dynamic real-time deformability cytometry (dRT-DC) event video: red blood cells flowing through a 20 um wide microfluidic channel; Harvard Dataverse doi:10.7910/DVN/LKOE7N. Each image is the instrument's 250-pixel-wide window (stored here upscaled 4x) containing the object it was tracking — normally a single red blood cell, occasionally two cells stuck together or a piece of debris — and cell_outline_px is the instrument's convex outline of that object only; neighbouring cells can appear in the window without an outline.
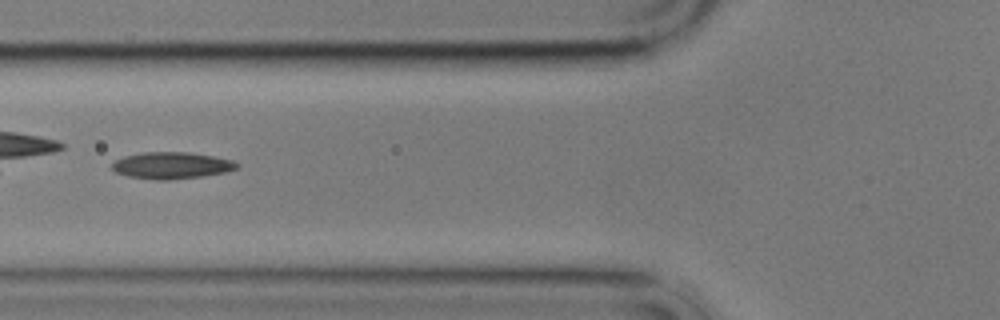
{"species": "common noctule bat (a hibernating species)", "species_latin": "Nyctalus noctula", "temperature_condition": "cold", "stored_images_in_passage": 13, "camera_frame_rate_fps": 3000, "um_per_image_px": 0.085, "animal": {"sex": "male", "body_mass_g": 17.9}, "frame": {"image": 1, "passage_image": 6, "time_ms": 6.667, "image_size_px": [1000, 320], "cell_outline_px": [[240, 164], [236, 168], [224, 172], [204, 176], [168, 180], [156, 180], [128, 176], [116, 172], [112, 168], [112, 164], [116, 160], [124, 156], [144, 152], [188, 152], [212, 156], [232, 160]], "centroid_in_image_um": [14.58, 14.06], "position_along_channel_um": 111.2, "area_um2": 19.31}}
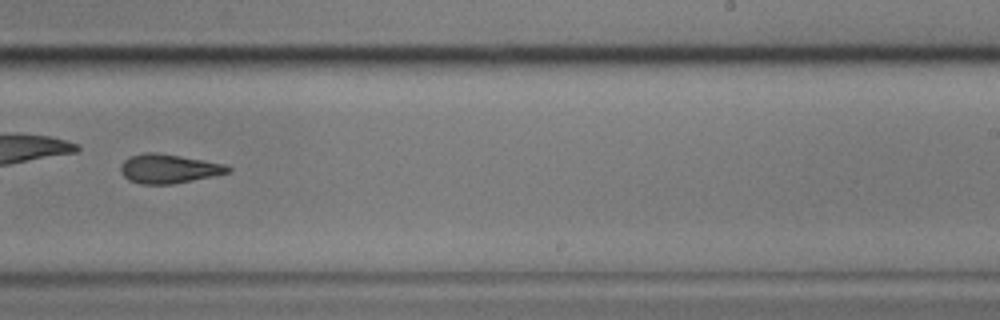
{"frame": {"image": 2, "passage_image": 10, "time_ms": 11.333, "image_size_px": [1000, 320], "cell_outline_px": [[232, 172], [172, 184], [140, 184], [128, 180], [120, 172], [120, 164], [124, 160], [132, 156], [144, 152], [156, 152], [204, 160], [224, 164], [232, 168]], "centroid_in_image_um": [14.32, 14.34], "position_along_channel_um": 274.7, "area_um2": 18.21}}
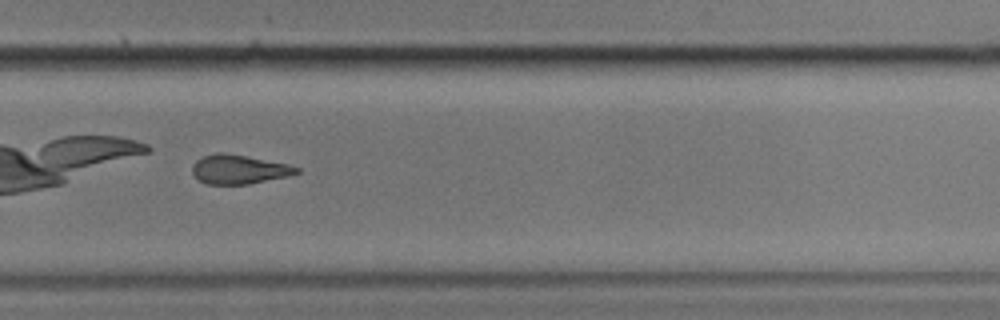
{"frame": {"image": 3, "passage_image": 11, "time_ms": 12.333, "image_size_px": [1000, 320], "cell_outline_px": [[300, 172], [288, 176], [248, 184], [208, 184], [200, 180], [192, 172], [192, 164], [196, 160], [204, 156], [216, 152], [224, 152], [288, 164], [300, 168]], "centroid_in_image_um": [20.31, 14.39], "position_along_channel_um": 309.5, "area_um2": 17.57}, "authors_computed_cell_mechanics": {"area_um2": 19.3052, "velocity_mm_per_s": 3.5026, "shape_relaxation_time_tau1_ms": 7.8923, "shape_relaxation_time_tau2_ms": 5.5608, "deformation_change_tau1": 0.1311, "deformation_change_tau2": 0.126}}